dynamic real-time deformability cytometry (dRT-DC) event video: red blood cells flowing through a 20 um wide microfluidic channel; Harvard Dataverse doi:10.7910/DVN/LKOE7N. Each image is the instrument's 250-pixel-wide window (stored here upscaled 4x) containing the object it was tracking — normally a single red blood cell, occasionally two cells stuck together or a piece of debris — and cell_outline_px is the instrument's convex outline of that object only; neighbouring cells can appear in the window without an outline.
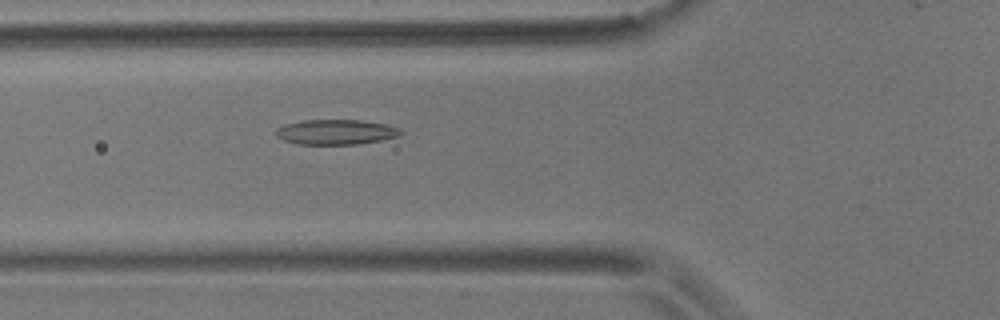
{"species": "common noctule bat (a hibernating species)", "species_latin": "Nyctalus noctula", "temperature_condition": "room temperature", "stored_images_in_passage": 41, "camera_frame_rate_fps": 3000, "um_per_image_px": 0.085, "animal": {"sex": "male", "body_mass_g": 17.9}, "frame": {"image": 1, "passage_image": 5, "time_ms": 1.333, "image_size_px": [1000, 320], "cell_outline_px": [[404, 132], [400, 136], [384, 140], [360, 144], [296, 144], [284, 140], [276, 136], [276, 128], [284, 124], [304, 120], [360, 120], [388, 124], [400, 128]], "centroid_in_image_um": [28.61, 11.22], "position_along_channel_um": 97.2, "area_um2": 18.5}}
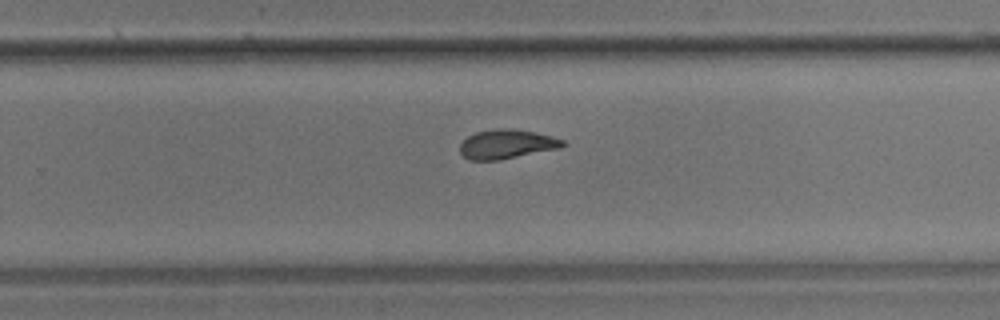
{"frame": {"image": 2, "passage_image": 21, "time_ms": 6.667, "image_size_px": [1000, 320], "cell_outline_px": [[568, 144], [560, 148], [500, 160], [468, 160], [460, 152], [460, 144], [468, 136], [476, 132], [500, 128], [532, 132], [552, 136], [564, 140]], "centroid_in_image_um": [43.08, 12.27], "position_along_channel_um": 286.7, "area_um2": 17.34}}
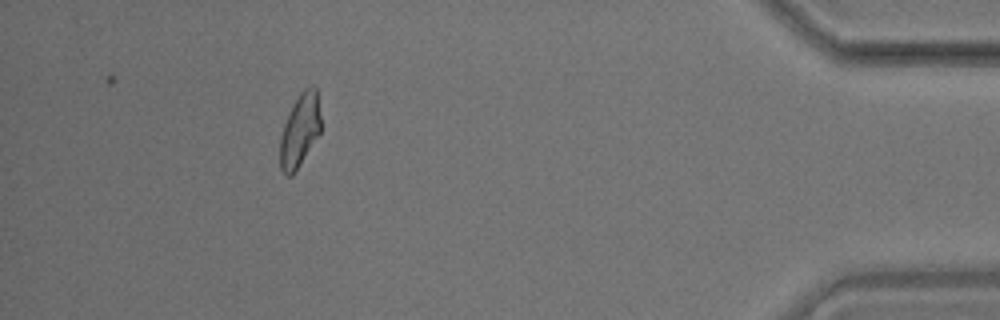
{"frame": {"image": 3, "passage_image": 36, "time_ms": 11.667, "image_size_px": [1000, 320], "cell_outline_px": [[320, 132], [292, 176], [288, 176], [280, 168], [280, 136], [284, 124], [292, 104], [300, 92], [304, 88], [312, 84], [316, 88], [320, 116]], "centroid_in_image_um": [25.47, 11.04], "position_along_channel_um": 409.7, "area_um2": 17.17}, "authors_computed_cell_mechanics": {"area_um2": 17.8024, "velocity_mm_per_s": 3.551, "shape_relaxation_time_tau1_ms": 7.4409, "shape_relaxation_time_tau2_ms": 3.0203, "deformation_change_tau1": 0.1889, "deformation_change_tau2": 0.1114}}